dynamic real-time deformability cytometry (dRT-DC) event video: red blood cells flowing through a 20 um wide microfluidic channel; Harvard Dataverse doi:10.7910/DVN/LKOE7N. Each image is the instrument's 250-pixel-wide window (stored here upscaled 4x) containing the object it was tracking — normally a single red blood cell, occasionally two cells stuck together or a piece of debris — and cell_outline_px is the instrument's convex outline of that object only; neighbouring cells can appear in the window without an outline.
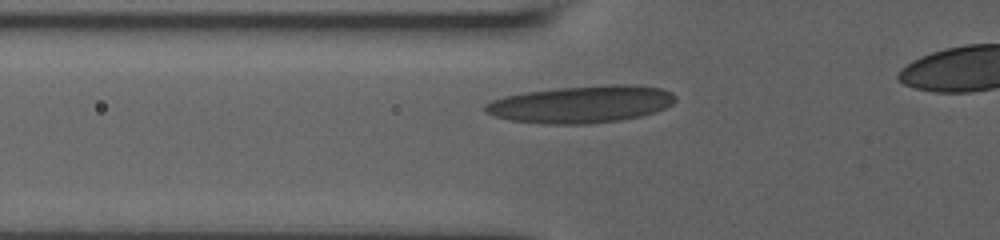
{"species": "human", "species_latin": "Homo sapiens", "temperature_condition": "room temperature", "stored_images_in_passage": 11, "camera_frame_rate_fps": 3000, "um_per_image_px": 0.085, "donor": {"sex": "male"}, "frame": {"image": 1, "passage_image": 4, "time_ms": 0.333, "image_size_px": [1000, 240], "cell_outline_px": [[676, 100], [672, 104], [656, 112], [640, 116], [620, 120], [588, 124], [548, 124], [508, 120], [484, 112], [484, 104], [492, 100], [504, 96], [524, 92], [560, 88], [612, 84], [628, 84], [660, 88], [672, 92], [676, 96]], "centroid_in_image_um": [49.41, 8.86], "position_along_channel_um": 76.4, "area_um2": 41.27}}